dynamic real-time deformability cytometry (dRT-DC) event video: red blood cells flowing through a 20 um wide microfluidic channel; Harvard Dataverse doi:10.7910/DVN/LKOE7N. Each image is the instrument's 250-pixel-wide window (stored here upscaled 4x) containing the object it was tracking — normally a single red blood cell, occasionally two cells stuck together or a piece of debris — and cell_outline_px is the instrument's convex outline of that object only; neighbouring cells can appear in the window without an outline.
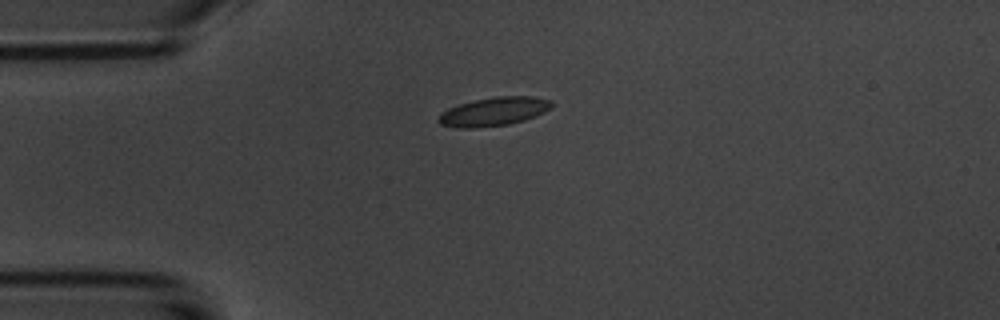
{"species": "common noctule bat (a hibernating species)", "species_latin": "Nyctalus noctula", "temperature_condition": "room temperature", "stored_images_in_passage": 5, "camera_frame_rate_fps": 3000, "um_per_image_px": 0.085, "animal": {"sex": "male", "body_mass_g": 20.1, "forearm_length_mm": 53.5}, "frame": {"image": 1, "passage_image": 1, "time_ms": 0.0, "image_size_px": [1000, 320], "cell_outline_px": [[552, 104], [544, 112], [524, 120], [508, 124], [476, 128], [464, 128], [440, 124], [436, 120], [448, 108], [460, 104], [476, 100], [496, 96], [532, 96], [552, 100]], "centroid_in_image_um": [41.98, 9.48], "position_along_channel_um": 43.0, "area_um2": 18.55}}
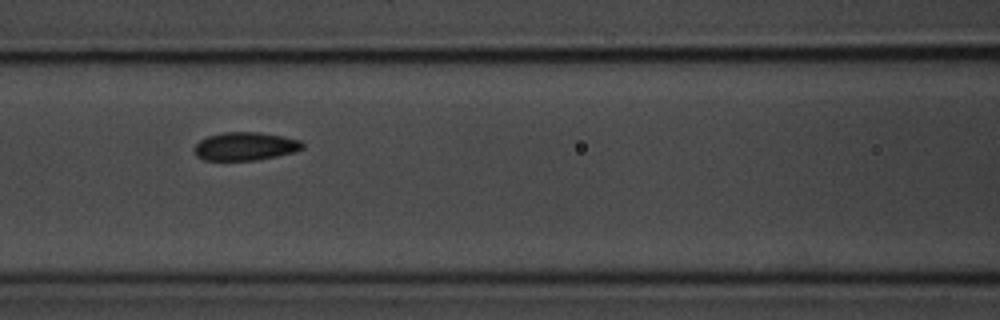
{"frame": {"image": 2, "passage_image": 4, "time_ms": 3.333, "image_size_px": [1000, 320], "cell_outline_px": [[304, 148], [296, 152], [256, 160], [204, 160], [196, 156], [192, 152], [192, 148], [200, 140], [208, 136], [224, 132], [260, 132], [284, 136], [300, 140], [304, 144]], "centroid_in_image_um": [20.84, 12.43], "position_along_channel_um": 145.8, "area_um2": 18.03}}
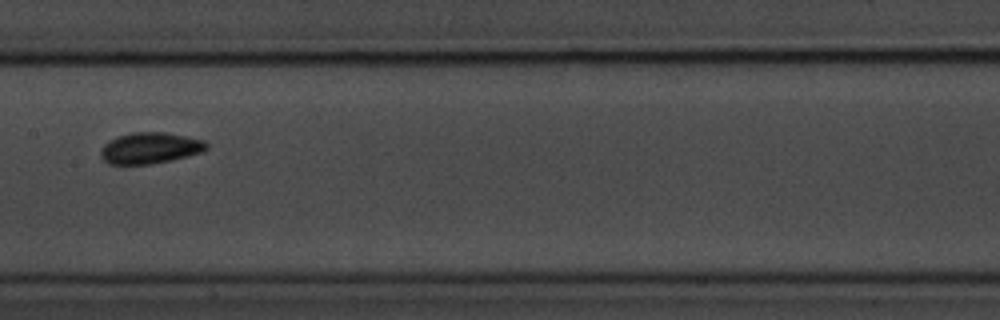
{"frame": {"image": 3, "passage_image": 5, "time_ms": 4.667, "image_size_px": [1000, 320], "cell_outline_px": [[208, 148], [204, 152], [172, 160], [152, 164], [108, 164], [100, 156], [100, 152], [104, 144], [108, 140], [116, 136], [132, 132], [164, 132], [204, 140], [208, 144]], "centroid_in_image_um": [12.75, 12.58], "position_along_channel_um": 194.6, "area_um2": 19.42}}